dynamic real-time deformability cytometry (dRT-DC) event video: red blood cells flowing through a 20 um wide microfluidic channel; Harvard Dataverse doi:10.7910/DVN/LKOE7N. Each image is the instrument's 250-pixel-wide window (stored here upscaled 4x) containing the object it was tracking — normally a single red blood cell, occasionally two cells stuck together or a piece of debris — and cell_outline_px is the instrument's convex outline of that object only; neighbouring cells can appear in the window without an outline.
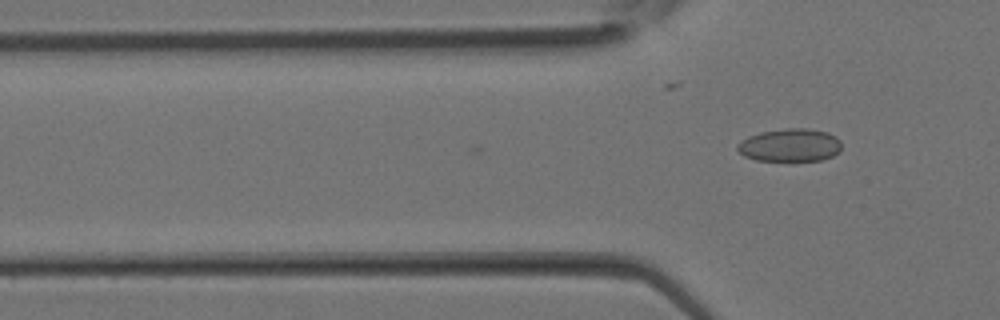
{"species": "Egyptian fruit bat (a non-hibernating species)", "species_latin": "Rousettus aegyptiacus", "temperature_condition": "room temperature", "stored_images_in_passage": 7, "camera_frame_rate_fps": 3000, "um_per_image_px": 0.085, "animal": {"sex": "female"}, "frame": {"image": 1, "passage_image": 7, "time_ms": 2.0, "image_size_px": [1000, 320], "cell_outline_px": [[840, 152], [824, 160], [756, 160], [744, 156], [736, 148], [736, 144], [740, 140], [748, 136], [760, 132], [788, 128], [808, 128], [828, 132], [836, 136], [840, 140]], "centroid_in_image_um": [67.15, 12.33], "position_along_channel_um": 58.7, "area_um2": 20.11}}